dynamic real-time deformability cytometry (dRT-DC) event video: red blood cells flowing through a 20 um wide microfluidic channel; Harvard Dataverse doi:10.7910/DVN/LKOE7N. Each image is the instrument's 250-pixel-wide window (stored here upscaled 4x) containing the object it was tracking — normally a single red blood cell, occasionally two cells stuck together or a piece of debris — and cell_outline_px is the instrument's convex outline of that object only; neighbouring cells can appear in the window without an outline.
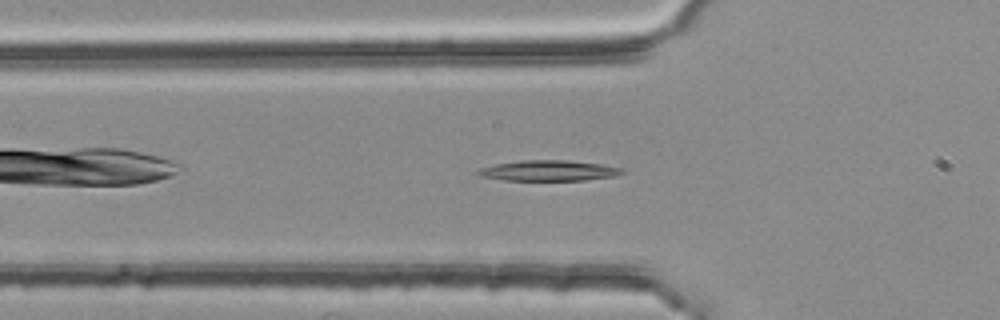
{"species": "common noctule bat (a hibernating species)", "species_latin": "Nyctalus noctula", "temperature_condition": "room temperature", "stored_images_in_passage": 4, "camera_frame_rate_fps": 3000, "um_per_image_px": 0.085, "animal": {"sex": "female", "body_mass_g": 25.1}, "frame": {"image": 1, "passage_image": 4, "time_ms": 1.0, "image_size_px": [1000, 320], "cell_outline_px": [[624, 172], [616, 176], [584, 180], [504, 180], [480, 176], [476, 172], [480, 168], [496, 164], [520, 160], [564, 160], [604, 164], [624, 168]], "centroid_in_image_um": [46.67, 14.5], "position_along_channel_um": 79.1, "area_um2": 17.28}}